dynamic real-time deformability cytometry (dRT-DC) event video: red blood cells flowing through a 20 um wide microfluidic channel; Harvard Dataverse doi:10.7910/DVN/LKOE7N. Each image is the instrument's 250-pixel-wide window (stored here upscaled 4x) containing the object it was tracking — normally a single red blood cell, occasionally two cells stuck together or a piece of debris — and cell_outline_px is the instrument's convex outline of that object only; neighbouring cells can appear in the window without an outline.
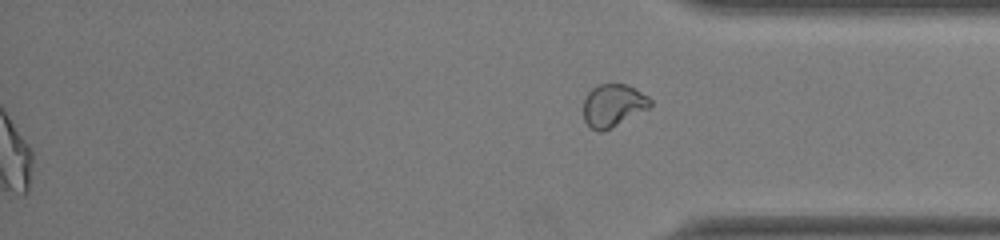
{"species": "common noctule bat (a hibernating species)", "species_latin": "Nyctalus noctula", "temperature_condition": "room temperature", "stored_images_in_passage": 49, "segment_of_instrument_passage": [2, 2], "camera_frame_rate_fps": 3000, "um_per_image_px": 0.085, "animal": {"sex": "female", "body_mass_g": 22.0, "forearm_length_mm": 56.7}, "frame": {"image": 1, "passage_image": 49, "time_ms": 16.0, "image_size_px": [1000, 240], "cell_outline_px": [[652, 104], [648, 108], [600, 132], [596, 132], [584, 120], [584, 100], [588, 92], [592, 88], [600, 84], [628, 84], [648, 96], [652, 100]], "centroid_in_image_um": [52.11, 8.93], "position_along_channel_um": 383.1, "area_um2": 16.24}}